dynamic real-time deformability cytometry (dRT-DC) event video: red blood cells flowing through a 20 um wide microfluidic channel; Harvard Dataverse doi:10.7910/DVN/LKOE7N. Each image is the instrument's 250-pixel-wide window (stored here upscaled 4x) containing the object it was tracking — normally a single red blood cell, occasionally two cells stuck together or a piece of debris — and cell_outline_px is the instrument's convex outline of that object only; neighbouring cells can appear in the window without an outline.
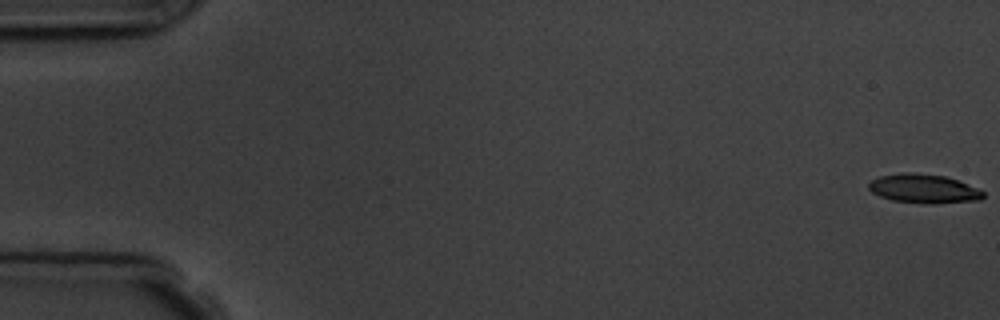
{"species": "common noctule bat (a hibernating species)", "species_latin": "Nyctalus noctula", "temperature_condition": "room temperature", "stored_images_in_passage": 6, "camera_frame_rate_fps": 3000, "um_per_image_px": 0.085, "animal": {"sex": "male", "body_mass_g": 19.5, "forearm_length_mm": 54.6}, "frame": {"image": 1, "passage_image": 1, "time_ms": 0.0, "image_size_px": [1000, 320], "cell_outline_px": [[984, 196], [980, 200], [932, 204], [892, 200], [880, 196], [872, 192], [868, 188], [868, 184], [872, 180], [880, 176], [904, 172], [912, 172], [944, 176], [980, 188], [984, 192]], "centroid_in_image_um": [78.53, 16.04], "position_along_channel_um": 6.5, "area_um2": 19.31}}
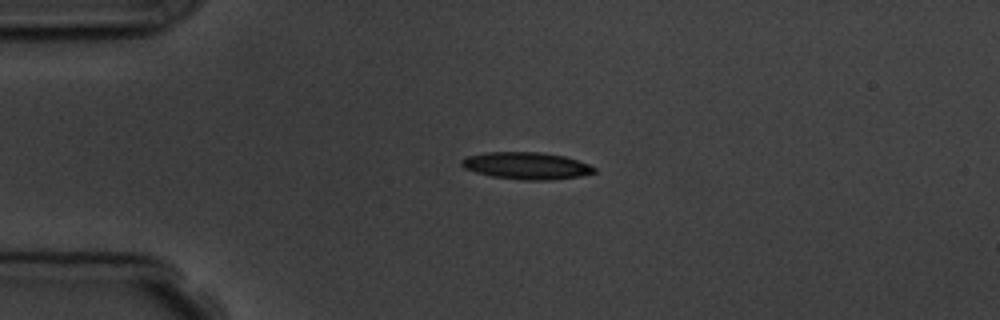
{"frame": {"image": 2, "passage_image": 5, "time_ms": 4.333, "image_size_px": [1000, 320], "cell_outline_px": [[596, 172], [580, 176], [548, 180], [524, 180], [492, 176], [476, 172], [464, 168], [460, 164], [460, 160], [468, 156], [488, 152], [540, 152], [564, 156], [588, 164], [596, 168]], "centroid_in_image_um": [44.74, 14.08], "position_along_channel_um": 40.3, "area_um2": 20.75}}